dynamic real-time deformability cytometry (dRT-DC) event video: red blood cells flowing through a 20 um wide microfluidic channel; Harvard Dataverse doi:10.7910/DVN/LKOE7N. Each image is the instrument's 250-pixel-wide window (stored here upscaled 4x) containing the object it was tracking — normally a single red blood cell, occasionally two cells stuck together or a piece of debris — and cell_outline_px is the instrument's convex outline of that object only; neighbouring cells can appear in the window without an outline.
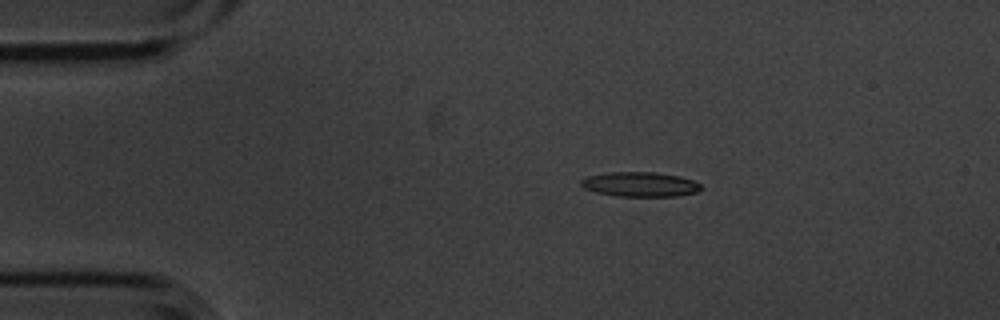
{"species": "common noctule bat (a hibernating species)", "species_latin": "Nyctalus noctula", "temperature_condition": "cold", "stored_images_in_passage": 4, "camera_frame_rate_fps": 3000, "um_per_image_px": 0.085, "animal": {"sex": "male", "body_mass_g": 20.1, "forearm_length_mm": 53.5}, "frame": {"image": 1, "passage_image": 3, "time_ms": 0.667, "image_size_px": [1000, 320], "cell_outline_px": [[704, 188], [696, 192], [676, 196], [620, 196], [596, 192], [584, 188], [580, 184], [580, 180], [588, 176], [608, 172], [656, 172], [680, 176], [692, 180], [700, 184]], "centroid_in_image_um": [54.42, 15.66], "position_along_channel_um": 30.6, "area_um2": 17.22}}